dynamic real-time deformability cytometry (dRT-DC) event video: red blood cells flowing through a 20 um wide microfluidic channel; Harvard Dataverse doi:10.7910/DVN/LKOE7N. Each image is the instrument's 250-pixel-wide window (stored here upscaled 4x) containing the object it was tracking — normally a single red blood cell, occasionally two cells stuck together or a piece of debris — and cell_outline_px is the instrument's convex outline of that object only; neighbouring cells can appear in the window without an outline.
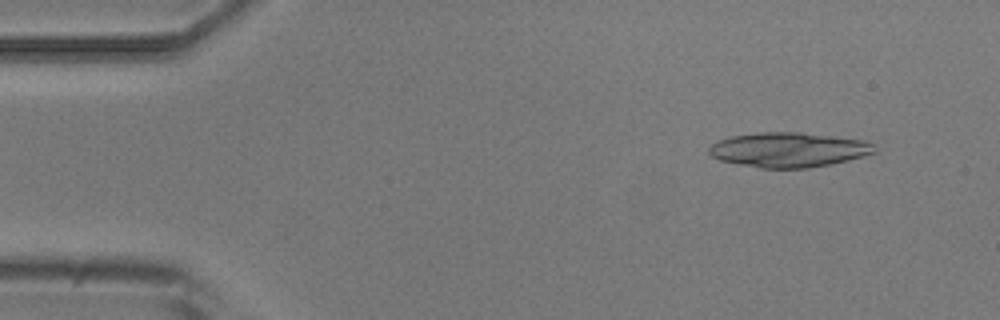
{"species": "common noctule bat (a hibernating species)", "species_latin": "Nyctalus noctula", "temperature_condition": "room temperature", "stored_images_in_passage": 5, "camera_frame_rate_fps": 3000, "um_per_image_px": 0.085, "animal": {"sex": "male", "body_mass_g": 20.5, "forearm_length_mm": 52.5}, "frame": {"image": 1, "passage_image": 2, "time_ms": 1.333, "image_size_px": [1000, 320], "cell_outline_px": [[876, 152], [864, 156], [832, 164], [808, 168], [760, 168], [720, 160], [712, 156], [708, 152], [708, 148], [712, 144], [720, 140], [732, 136], [756, 132], [800, 132], [864, 140], [872, 144]], "centroid_in_image_um": [67.03, 12.73], "position_along_channel_um": 18.0, "area_um2": 33.41}}